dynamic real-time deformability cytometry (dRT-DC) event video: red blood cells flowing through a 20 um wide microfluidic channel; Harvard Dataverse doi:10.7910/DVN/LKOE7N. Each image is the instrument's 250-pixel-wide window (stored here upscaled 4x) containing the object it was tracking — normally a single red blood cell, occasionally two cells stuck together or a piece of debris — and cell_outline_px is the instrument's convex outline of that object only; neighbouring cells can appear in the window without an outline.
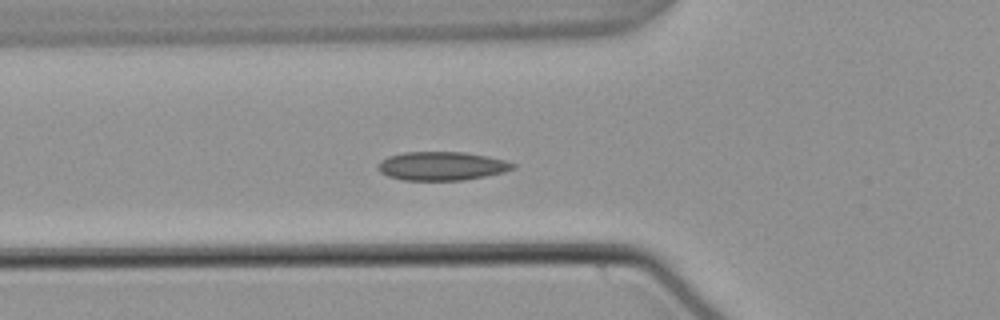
{"species": "common noctule bat (a hibernating species)", "species_latin": "Nyctalus noctula", "temperature_condition": "warm", "stored_images_in_passage": 38, "segment_of_instrument_passage": [1, 2], "camera_frame_rate_fps": 3000, "um_per_image_px": 0.085, "animal": {"sex": "male", "body_mass_g": 21.5, "forearm_length_mm": 52.0}, "frame": {"image": 1, "passage_image": 2, "time_ms": 0.333, "image_size_px": [1000, 320], "cell_outline_px": [[516, 168], [504, 172], [464, 180], [404, 180], [388, 176], [380, 172], [376, 168], [376, 164], [380, 160], [388, 156], [404, 152], [464, 152], [504, 160], [516, 164]], "centroid_in_image_um": [37.5, 14.11], "position_along_channel_um": 88.3, "area_um2": 22.54}}
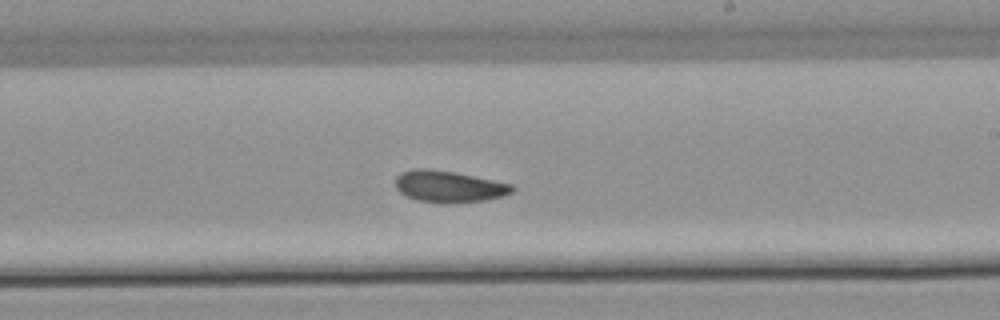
{"frame": {"image": 2, "passage_image": 15, "time_ms": 4.667, "image_size_px": [1000, 320], "cell_outline_px": [[516, 188], [512, 192], [504, 196], [484, 200], [416, 200], [400, 192], [396, 188], [396, 176], [400, 172], [412, 168], [428, 168], [456, 172], [512, 184]], "centroid_in_image_um": [38.15, 15.78], "position_along_channel_um": 250.9, "area_um2": 20.75}}
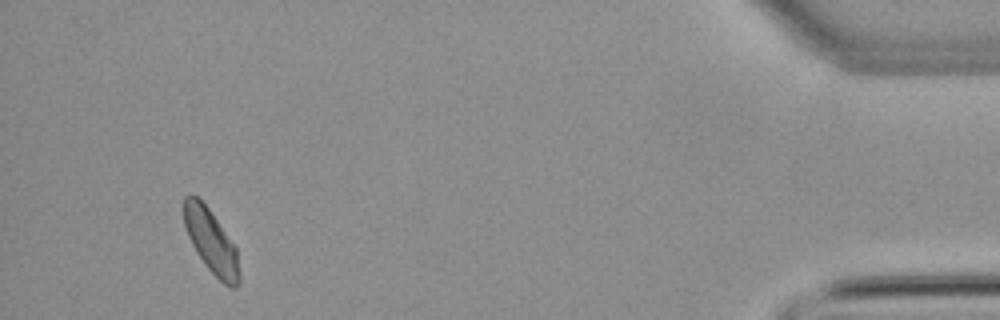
{"frame": {"image": 3, "passage_image": 34, "time_ms": 11.0, "image_size_px": [1000, 320], "cell_outline_px": [[240, 284], [232, 288], [228, 288], [204, 264], [196, 252], [188, 236], [184, 224], [184, 196], [196, 196], [208, 208], [236, 248], [240, 272]], "centroid_in_image_um": [17.96, 20.58], "position_along_channel_um": 417.2, "area_um2": 20.23}}